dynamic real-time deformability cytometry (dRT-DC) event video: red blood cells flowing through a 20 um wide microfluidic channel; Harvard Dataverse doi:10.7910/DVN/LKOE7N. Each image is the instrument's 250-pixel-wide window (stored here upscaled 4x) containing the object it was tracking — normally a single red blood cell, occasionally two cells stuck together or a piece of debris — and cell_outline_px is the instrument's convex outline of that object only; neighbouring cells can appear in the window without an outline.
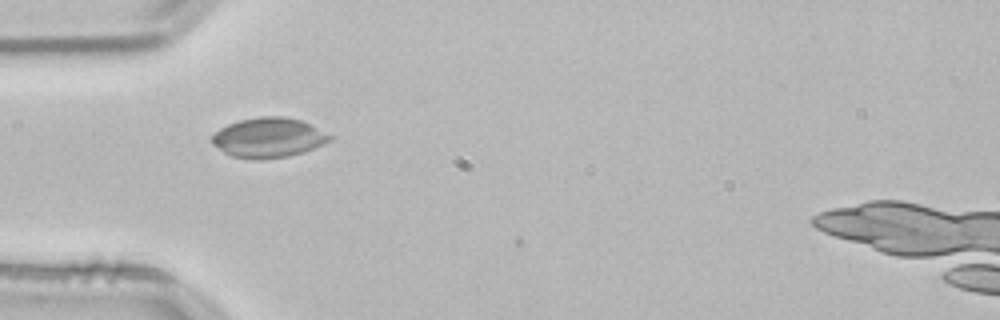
{"species": "common noctule bat (a hibernating species)", "species_latin": "Nyctalus noctula", "temperature_condition": "room temperature", "stored_images_in_passage": 4, "camera_frame_rate_fps": 3000, "um_per_image_px": 0.085, "animal": {"sex": "male", "body_mass_g": 21.5, "forearm_length_mm": 52.0}, "frame": {"image": 1, "passage_image": 3, "time_ms": 0.667, "image_size_px": [1000, 320], "cell_outline_px": [[336, 136], [332, 140], [304, 152], [288, 156], [260, 160], [256, 160], [232, 156], [224, 152], [212, 144], [212, 136], [220, 128], [228, 124], [240, 120], [260, 116], [284, 116], [300, 120]], "centroid_in_image_um": [22.85, 11.7], "position_along_channel_um": 62.1, "area_um2": 27.46}}